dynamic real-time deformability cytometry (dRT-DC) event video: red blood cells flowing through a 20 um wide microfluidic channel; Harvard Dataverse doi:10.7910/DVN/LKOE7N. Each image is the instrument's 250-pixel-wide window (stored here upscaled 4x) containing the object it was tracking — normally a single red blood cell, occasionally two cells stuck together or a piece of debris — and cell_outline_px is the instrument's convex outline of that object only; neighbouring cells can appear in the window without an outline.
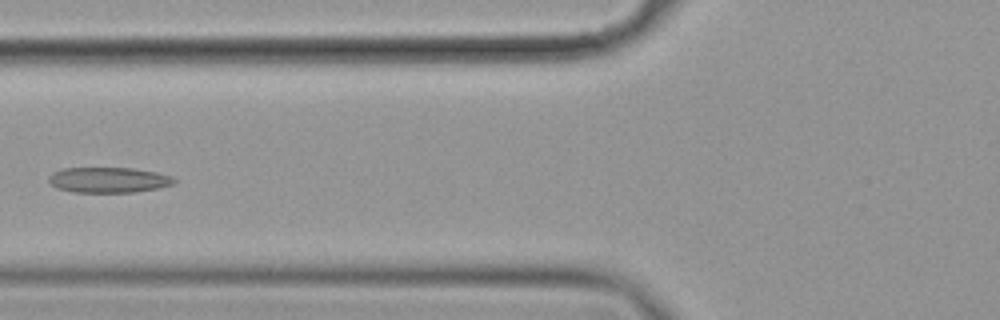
{"species": "common noctule bat (a hibernating species)", "species_latin": "Nyctalus noctula", "temperature_condition": "cold", "stored_images_in_passage": 2, "camera_frame_rate_fps": 3000, "um_per_image_px": 0.085, "animal": {"sex": "female", "body_mass_g": 19.9}, "frame": {"image": 1, "passage_image": 2, "time_ms": 0.333, "image_size_px": [1000, 320], "cell_outline_px": [[176, 180], [172, 184], [160, 188], [132, 192], [72, 192], [56, 188], [48, 184], [48, 176], [52, 172], [64, 168], [132, 168], [156, 172], [172, 176]], "centroid_in_image_um": [9.18, 15.29], "position_along_channel_um": 116.6, "area_um2": 18.73}}